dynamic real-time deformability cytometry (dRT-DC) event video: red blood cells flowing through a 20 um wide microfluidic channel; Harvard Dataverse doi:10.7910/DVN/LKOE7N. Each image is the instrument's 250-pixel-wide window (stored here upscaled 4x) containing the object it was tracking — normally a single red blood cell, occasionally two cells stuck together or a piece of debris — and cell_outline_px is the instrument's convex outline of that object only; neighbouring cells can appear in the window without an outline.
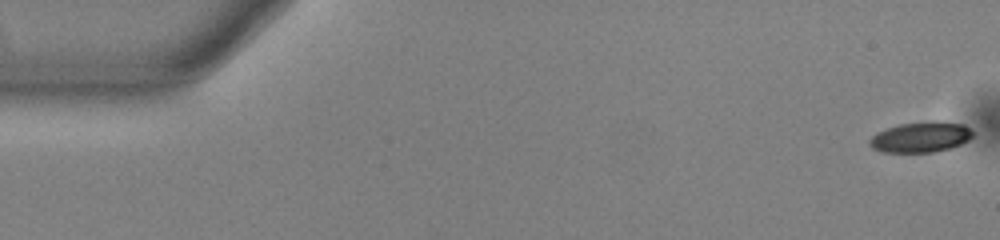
{"species": "common noctule bat (a hibernating species)", "species_latin": "Nyctalus noctula", "temperature_condition": "warm", "stored_images_in_passage": 54, "camera_frame_rate_fps": 3000, "um_per_image_px": 0.085, "animal": {"sex": "male", "body_mass_g": 13.0, "forearm_length_mm": 53.1}, "frame": {"image": 1, "passage_image": 1, "time_ms": 0.0, "image_size_px": [1000, 240], "cell_outline_px": [[972, 136], [968, 140], [960, 144], [948, 148], [932, 152], [880, 152], [872, 148], [868, 144], [868, 140], [876, 132], [900, 124], [964, 124], [972, 132]], "centroid_in_image_um": [78.16, 11.71], "position_along_channel_um": 6.8, "area_um2": 17.4}}
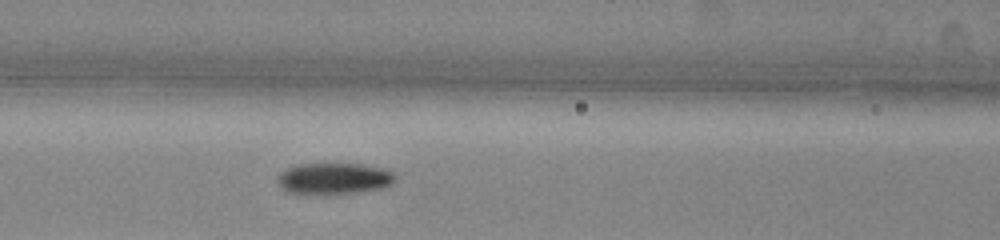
{"frame": {"image": 2, "passage_image": 23, "time_ms": 7.333, "image_size_px": [1000, 240], "cell_outline_px": [[396, 180], [392, 184], [384, 188], [356, 192], [288, 192], [280, 188], [276, 176], [280, 172], [296, 164], [360, 164], [384, 168], [392, 172], [396, 176]], "centroid_in_image_um": [28.41, 15.14], "position_along_channel_um": 138.2, "area_um2": 21.1}}
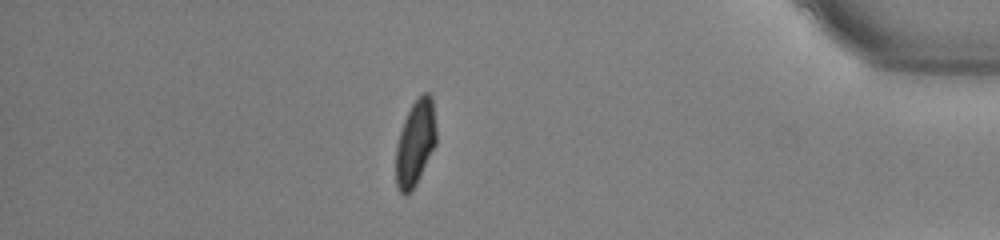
{"frame": {"image": 3, "passage_image": 47, "time_ms": 15.333, "image_size_px": [1000, 240], "cell_outline_px": [[436, 144], [412, 192], [404, 196], [400, 192], [396, 184], [396, 144], [404, 120], [412, 104], [424, 92], [428, 92], [432, 96], [436, 128]], "centroid_in_image_um": [35.3, 12.17], "position_along_channel_um": 399.9, "area_um2": 20.17}, "authors_computed_cell_mechanics": {"area_um2": 20.23, "velocity_mm_per_s": 3.8073, "shape_relaxation_time_tau1_ms": 3.7872, "shape_relaxation_time_tau2_ms": 3.0108, "deformation_change_tau1": 0.1519, "deformation_change_tau2": 0.0703}}